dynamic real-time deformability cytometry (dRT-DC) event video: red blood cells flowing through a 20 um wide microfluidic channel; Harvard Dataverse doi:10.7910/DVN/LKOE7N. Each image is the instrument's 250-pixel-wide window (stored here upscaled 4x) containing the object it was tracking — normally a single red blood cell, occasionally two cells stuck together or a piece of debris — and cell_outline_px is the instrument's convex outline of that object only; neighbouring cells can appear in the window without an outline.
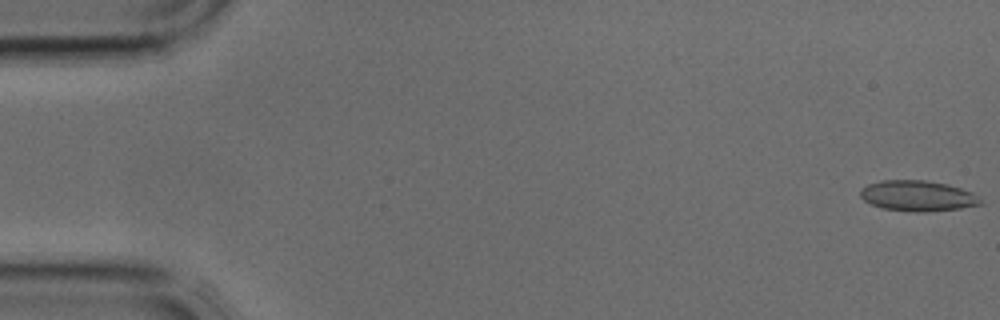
{"species": "common noctule bat (a hibernating species)", "species_latin": "Nyctalus noctula", "temperature_condition": "cold", "stored_images_in_passage": 5, "camera_frame_rate_fps": 3000, "um_per_image_px": 0.085, "animal": {"sex": "male", "body_mass_g": 17.9, "forearm_length_mm": 54.2}, "frame": {"image": 1, "passage_image": 1, "time_ms": 0.0, "image_size_px": [1000, 320], "cell_outline_px": [[984, 204], [960, 208], [924, 212], [916, 212], [884, 208], [872, 204], [864, 200], [860, 196], [860, 188], [868, 184], [880, 180], [924, 180], [948, 184], [972, 192]], "centroid_in_image_um": [77.99, 16.64], "position_along_channel_um": 7.0, "area_um2": 21.33}}